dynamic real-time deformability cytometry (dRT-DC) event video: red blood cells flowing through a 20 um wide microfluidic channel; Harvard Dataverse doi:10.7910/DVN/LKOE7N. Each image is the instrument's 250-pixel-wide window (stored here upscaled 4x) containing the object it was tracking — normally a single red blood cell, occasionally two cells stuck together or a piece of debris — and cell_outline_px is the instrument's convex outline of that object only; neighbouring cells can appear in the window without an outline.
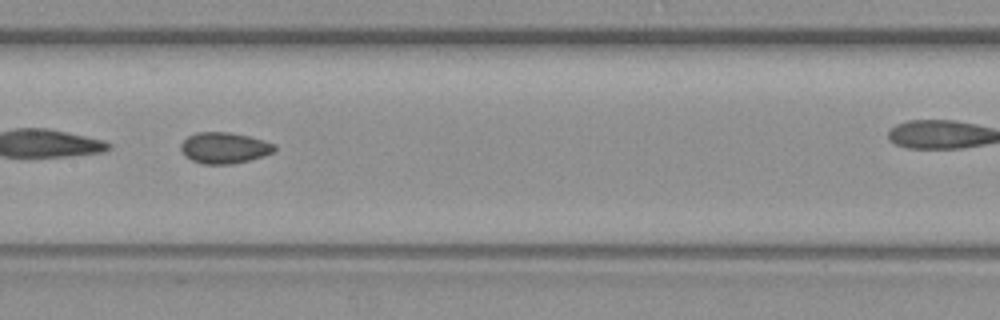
{"species": "common noctule bat (a hibernating species)", "species_latin": "Nyctalus noctula", "temperature_condition": "warm", "stored_images_in_passage": 37, "camera_frame_rate_fps": 3000, "um_per_image_px": 0.085, "animal": {"sex": "female", "body_mass_g": 19.3, "forearm_length_mm": 54.1}, "frame": {"image": 1, "passage_image": 22, "time_ms": 7.0, "image_size_px": [1000, 320], "cell_outline_px": [[276, 148], [272, 152], [264, 156], [232, 164], [204, 164], [192, 160], [184, 156], [180, 148], [180, 144], [188, 136], [196, 132], [228, 132], [248, 136], [264, 140], [276, 144]], "centroid_in_image_um": [19.05, 12.57], "position_along_channel_um": 188.3, "area_um2": 16.99}}